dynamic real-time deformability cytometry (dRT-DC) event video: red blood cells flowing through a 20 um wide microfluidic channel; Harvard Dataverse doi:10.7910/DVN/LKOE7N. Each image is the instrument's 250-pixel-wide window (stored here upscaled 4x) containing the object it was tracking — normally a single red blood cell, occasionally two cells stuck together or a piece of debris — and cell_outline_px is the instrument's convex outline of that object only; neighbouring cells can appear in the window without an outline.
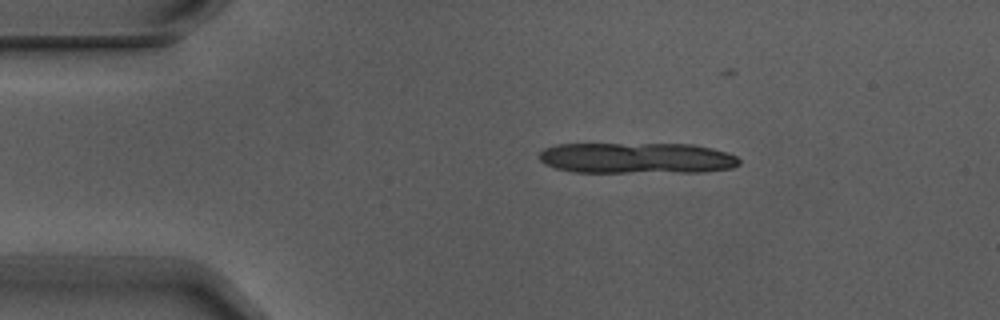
{"species": "Egyptian fruit bat (a non-hibernating species)", "species_latin": "Rousettus aegyptiacus", "temperature_condition": "warm", "stored_images_in_passage": 5, "camera_frame_rate_fps": 3000, "um_per_image_px": 0.085, "animal": {"sex": "male"}, "frame": {"image": 1, "passage_image": 3, "time_ms": 0.667, "image_size_px": [1000, 320], "cell_outline_px": [[740, 164], [732, 168], [704, 172], [576, 172], [556, 168], [544, 164], [536, 156], [544, 148], [556, 144], [692, 144], [712, 148], [728, 152], [736, 156], [740, 160]], "centroid_in_image_um": [54.13, 13.44], "position_along_channel_um": 30.9, "area_um2": 36.41}}